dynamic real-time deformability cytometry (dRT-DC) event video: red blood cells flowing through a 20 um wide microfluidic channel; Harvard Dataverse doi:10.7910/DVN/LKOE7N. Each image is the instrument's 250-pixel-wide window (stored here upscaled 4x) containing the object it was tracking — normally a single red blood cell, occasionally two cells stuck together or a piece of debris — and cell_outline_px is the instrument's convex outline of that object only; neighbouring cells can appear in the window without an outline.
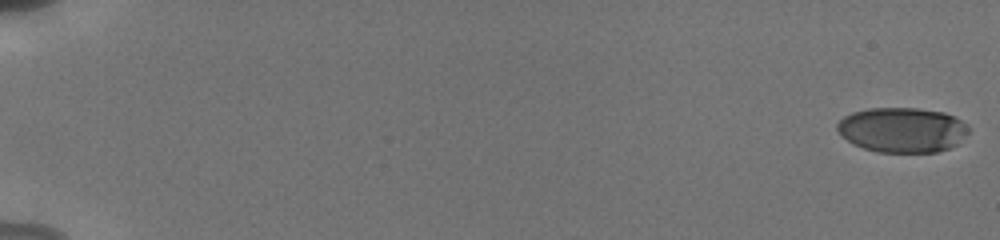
{"species": "human", "species_latin": "Homo sapiens", "temperature_condition": "cold", "stored_images_in_passage": 18, "camera_frame_rate_fps": 3000, "um_per_image_px": 0.085, "donor": {"sex": "male"}, "frame": {"image": 1, "passage_image": 1, "time_ms": 0.0, "image_size_px": [1000, 240], "cell_outline_px": [[968, 132], [956, 144], [948, 148], [936, 152], [876, 152], [864, 148], [848, 140], [836, 128], [836, 124], [844, 116], [852, 112], [868, 108], [916, 108], [944, 112], [956, 116], [968, 124]], "centroid_in_image_um": [76.71, 11.02], "position_along_channel_um": 8.3, "area_um2": 34.33}}
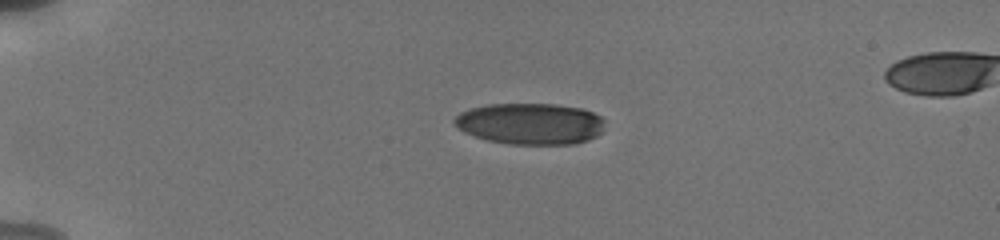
{"frame": {"image": 2, "passage_image": 13, "time_ms": 4.667, "image_size_px": [1000, 240], "cell_outline_px": [[604, 120], [600, 132], [596, 136], [588, 140], [572, 144], [508, 144], [488, 140], [464, 132], [452, 124], [452, 120], [460, 112], [472, 108], [488, 104], [556, 104], [580, 108], [592, 112], [600, 116]], "centroid_in_image_um": [45.04, 10.51], "position_along_channel_um": 40.0, "area_um2": 36.18}}
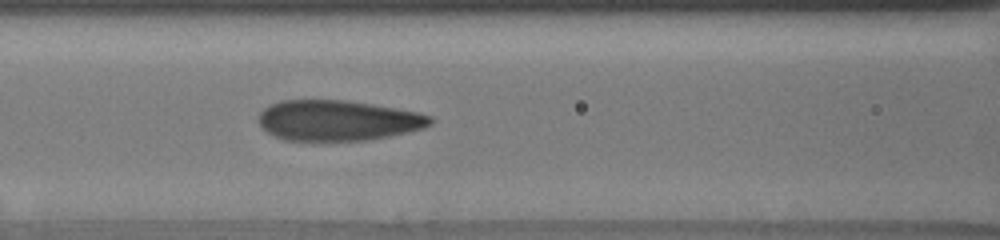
{"frame": {"image": 3, "passage_image": 18, "time_ms": 8.667, "image_size_px": [1000, 240], "cell_outline_px": [[436, 120], [432, 124], [424, 128], [408, 132], [388, 136], [364, 140], [284, 140], [268, 132], [260, 124], [260, 112], [268, 104], [280, 100], [348, 100], [372, 104], [416, 112], [432, 116]], "centroid_in_image_um": [28.74, 10.22], "position_along_channel_um": 137.9, "area_um2": 40.34}}